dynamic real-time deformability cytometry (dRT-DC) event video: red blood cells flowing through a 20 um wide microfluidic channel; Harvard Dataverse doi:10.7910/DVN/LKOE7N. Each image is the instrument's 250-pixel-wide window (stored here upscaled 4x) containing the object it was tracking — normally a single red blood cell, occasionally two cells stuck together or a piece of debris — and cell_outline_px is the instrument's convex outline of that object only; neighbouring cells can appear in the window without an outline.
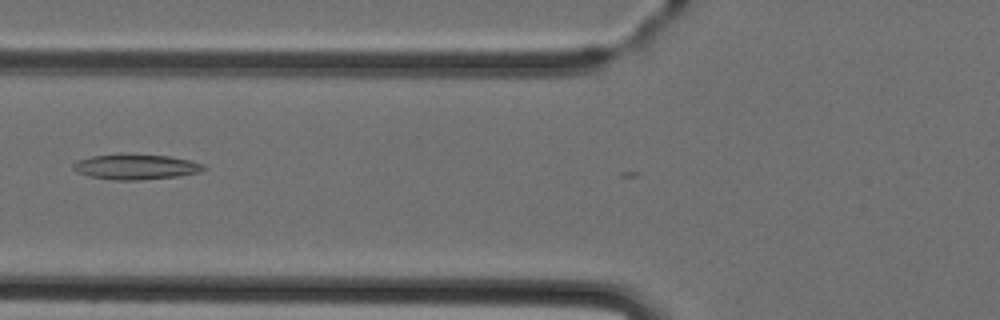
{"species": "Egyptian fruit bat (a non-hibernating species)", "species_latin": "Rousettus aegyptiacus", "temperature_condition": "cold", "stored_images_in_passage": 4, "camera_frame_rate_fps": 3000, "um_per_image_px": 0.085, "animal": {"sex": "female"}, "frame": {"image": 1, "passage_image": 4, "time_ms": 3.667, "image_size_px": [1000, 320], "cell_outline_px": [[208, 168], [200, 172], [176, 176], [140, 180], [112, 180], [88, 176], [76, 172], [72, 168], [72, 164], [76, 160], [92, 156], [120, 152], [168, 156], [188, 160], [204, 164]], "centroid_in_image_um": [11.49, 14.16], "position_along_channel_um": 114.3, "area_um2": 19.71}}